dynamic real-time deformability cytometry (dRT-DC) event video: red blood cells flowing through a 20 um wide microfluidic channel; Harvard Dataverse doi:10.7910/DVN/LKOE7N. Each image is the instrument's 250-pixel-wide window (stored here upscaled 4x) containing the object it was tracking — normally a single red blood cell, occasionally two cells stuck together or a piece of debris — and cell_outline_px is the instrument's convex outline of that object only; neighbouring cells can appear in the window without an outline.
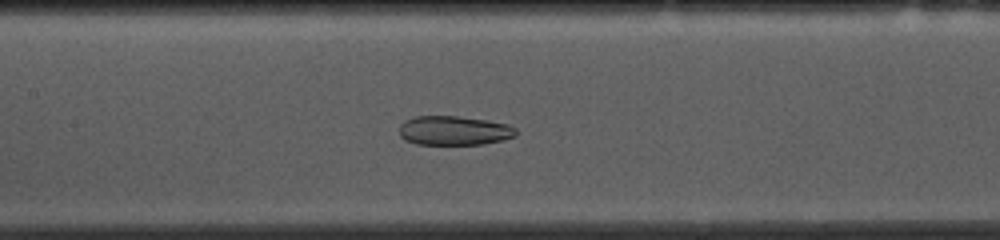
{"species": "common noctule bat (a hibernating species)", "species_latin": "Nyctalus noctula", "temperature_condition": "cold", "stored_images_in_passage": 52, "camera_frame_rate_fps": 3000, "um_per_image_px": 0.085, "animal": {"sex": "female", "body_mass_g": 10.0, "forearm_length_mm": 53.1}, "frame": {"image": 1, "passage_image": 23, "time_ms": 7.333, "image_size_px": [1000, 240], "cell_outline_px": [[516, 136], [484, 144], [416, 144], [404, 140], [400, 136], [400, 124], [404, 120], [416, 116], [456, 116], [484, 120], [508, 124], [516, 128]], "centroid_in_image_um": [38.56, 11.1], "position_along_channel_um": 168.8, "area_um2": 19.83}}
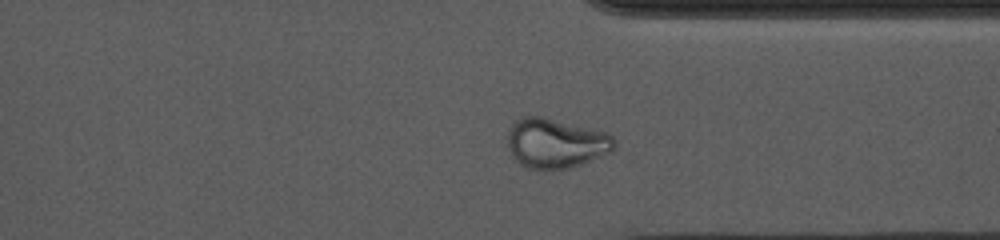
{"frame": {"image": 2, "passage_image": 39, "time_ms": 12.667, "image_size_px": [1000, 240], "cell_outline_px": [[616, 148], [612, 152], [580, 164], [568, 168], [528, 168], [520, 164], [512, 156], [508, 148], [508, 128], [520, 116], [544, 116], [604, 132], [612, 136], [616, 140]], "centroid_in_image_um": [47.23, 12.15], "position_along_channel_um": 364.2, "area_um2": 30.87}}
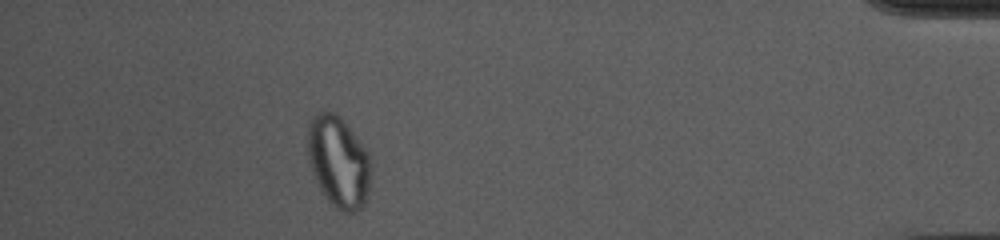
{"frame": {"image": 3, "passage_image": 47, "time_ms": 15.333, "image_size_px": [1000, 240], "cell_outline_px": [[372, 176], [368, 196], [364, 208], [356, 212], [344, 212], [336, 208], [328, 200], [320, 188], [312, 172], [308, 160], [308, 120], [316, 112], [336, 112], [344, 120], [360, 140], [368, 152], [372, 160]], "centroid_in_image_um": [28.82, 13.75], "position_along_channel_um": 406.4, "area_um2": 34.51}, "authors_computed_cell_mechanics": {"area_um2": 26.299, "velocity_mm_per_s": 3.7001, "shape_relaxation_time_tau1_ms": null, "shape_relaxation_time_tau2_ms": 1.9468, "deformation_change_tau1": null, "deformation_change_tau2": 0.0764}}